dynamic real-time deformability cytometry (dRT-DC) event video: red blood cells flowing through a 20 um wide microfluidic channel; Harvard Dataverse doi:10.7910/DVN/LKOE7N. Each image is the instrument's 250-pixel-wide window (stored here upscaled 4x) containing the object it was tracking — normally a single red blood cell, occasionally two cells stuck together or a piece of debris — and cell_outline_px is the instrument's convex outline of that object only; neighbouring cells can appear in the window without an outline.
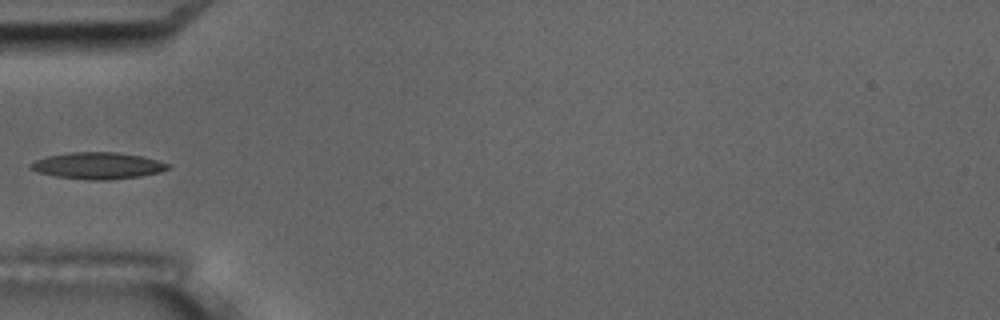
{"species": "common noctule bat (a hibernating species)", "species_latin": "Nyctalus noctula", "temperature_condition": "room temperature", "stored_images_in_passage": 6, "camera_frame_rate_fps": 3000, "um_per_image_px": 0.085, "animal": {"sex": "male", "body_mass_g": 17.5, "forearm_length_mm": 52.3}, "frame": {"image": 1, "passage_image": 6, "time_ms": 5.667, "image_size_px": [1000, 320], "cell_outline_px": [[172, 168], [160, 172], [140, 176], [108, 180], [88, 180], [56, 176], [40, 172], [28, 168], [28, 164], [36, 160], [48, 156], [72, 152], [116, 152], [144, 156], [172, 164]], "centroid_in_image_um": [8.37, 14.08], "position_along_channel_um": 76.6, "area_um2": 21.44}}